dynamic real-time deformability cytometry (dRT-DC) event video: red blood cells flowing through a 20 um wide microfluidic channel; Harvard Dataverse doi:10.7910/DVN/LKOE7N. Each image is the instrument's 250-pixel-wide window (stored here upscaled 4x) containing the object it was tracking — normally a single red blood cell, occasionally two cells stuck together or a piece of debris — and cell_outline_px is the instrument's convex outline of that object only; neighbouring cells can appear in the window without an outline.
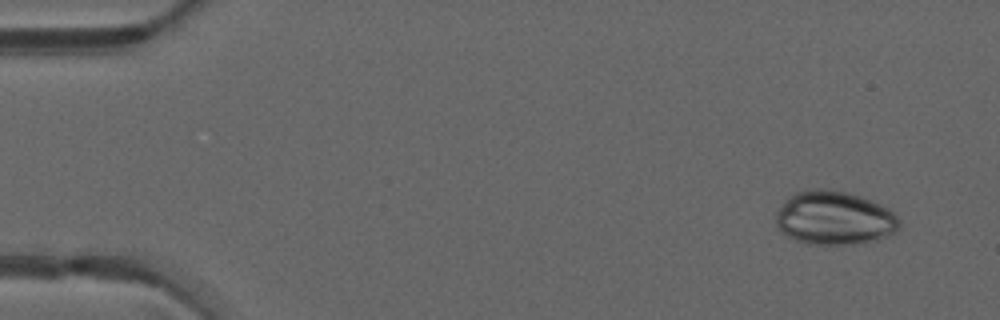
{"species": "common noctule bat (a hibernating species)", "species_latin": "Nyctalus noctula", "temperature_condition": "warm", "stored_images_in_passage": 46, "camera_frame_rate_fps": 3000, "um_per_image_px": 0.085, "animal": {"sex": "male", "forearm_length_mm": 52.5}, "frame": {"image": 1, "passage_image": 1, "time_ms": 0.0, "image_size_px": [1000, 320], "cell_outline_px": [[900, 228], [896, 232], [876, 240], [844, 244], [808, 244], [796, 240], [788, 236], [776, 224], [776, 212], [796, 192], [816, 188], [820, 188], [848, 192], [860, 196], [880, 204], [888, 208], [900, 220]], "centroid_in_image_um": [70.95, 18.53], "position_along_channel_um": 14.0, "area_um2": 38.15}}
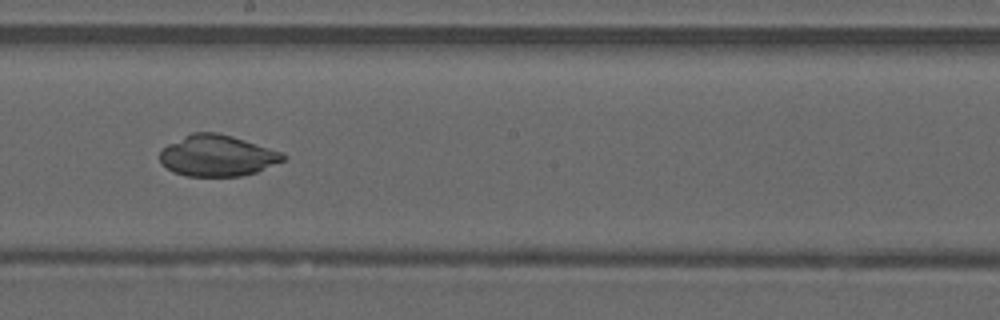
{"frame": {"image": 2, "passage_image": 25, "time_ms": 8.0, "image_size_px": [1000, 320], "cell_outline_px": [[288, 156], [284, 160], [256, 172], [240, 176], [188, 176], [176, 172], [168, 168], [160, 160], [160, 152], [168, 144], [192, 132], [216, 132], [232, 136], [280, 152]], "centroid_in_image_um": [18.47, 13.23], "position_along_channel_um": 229.7, "area_um2": 29.07}}
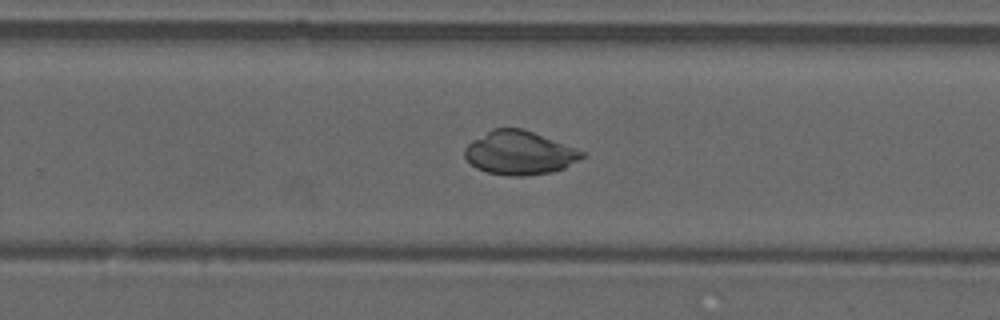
{"frame": {"image": 3, "passage_image": 29, "time_ms": 9.333, "image_size_px": [1000, 320], "cell_outline_px": [[584, 156], [580, 160], [564, 168], [552, 172], [524, 176], [508, 176], [488, 172], [476, 168], [464, 156], [464, 148], [472, 140], [492, 128], [520, 128], [532, 132], [576, 148], [584, 152]], "centroid_in_image_um": [44.14, 13.0], "position_along_channel_um": 285.7, "area_um2": 29.71}}